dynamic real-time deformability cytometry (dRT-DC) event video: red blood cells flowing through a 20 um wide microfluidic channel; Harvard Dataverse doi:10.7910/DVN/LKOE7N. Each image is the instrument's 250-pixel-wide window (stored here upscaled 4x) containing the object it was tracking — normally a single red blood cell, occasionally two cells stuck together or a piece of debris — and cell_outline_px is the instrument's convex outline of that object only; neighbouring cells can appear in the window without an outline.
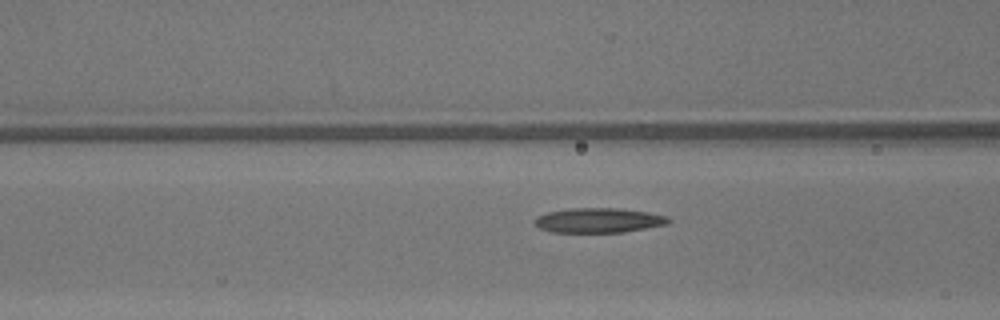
{"species": "common noctule bat (a hibernating species)", "species_latin": "Nyctalus noctula", "temperature_condition": "warm", "stored_images_in_passage": 37, "camera_frame_rate_fps": 3000, "um_per_image_px": 0.085, "animal": {"sex": "male", "body_mass_g": 13.3}, "frame": {"image": 1, "passage_image": 15, "time_ms": 4.667, "image_size_px": [1000, 320], "cell_outline_px": [[672, 220], [668, 224], [624, 232], [552, 232], [540, 228], [532, 220], [536, 216], [548, 212], [568, 208], [620, 208], [648, 212], [668, 216]], "centroid_in_image_um": [50.89, 18.72], "position_along_channel_um": 115.7, "area_um2": 19.42}}
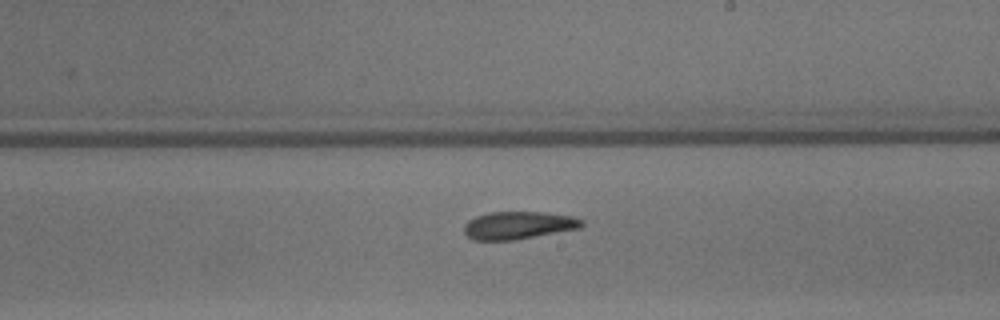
{"frame": {"image": 2, "passage_image": 24, "time_ms": 7.667, "image_size_px": [1000, 320], "cell_outline_px": [[584, 224], [580, 228], [516, 240], [472, 240], [464, 232], [464, 224], [468, 220], [476, 216], [488, 212], [544, 212], [572, 216], [584, 220]], "centroid_in_image_um": [44.06, 19.15], "position_along_channel_um": 244.9, "area_um2": 19.13}}
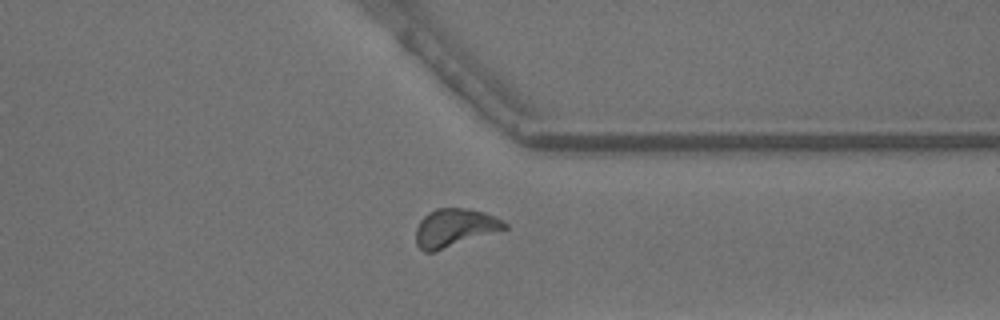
{"frame": {"image": 3, "passage_image": 33, "time_ms": 10.667, "image_size_px": [1000, 320], "cell_outline_px": [[508, 228], [436, 252], [424, 252], [416, 244], [416, 228], [420, 220], [428, 212], [436, 208], [468, 208], [484, 212], [496, 216], [508, 224]], "centroid_in_image_um": [38.65, 19.36], "position_along_channel_um": 372.8, "area_um2": 19.94}}